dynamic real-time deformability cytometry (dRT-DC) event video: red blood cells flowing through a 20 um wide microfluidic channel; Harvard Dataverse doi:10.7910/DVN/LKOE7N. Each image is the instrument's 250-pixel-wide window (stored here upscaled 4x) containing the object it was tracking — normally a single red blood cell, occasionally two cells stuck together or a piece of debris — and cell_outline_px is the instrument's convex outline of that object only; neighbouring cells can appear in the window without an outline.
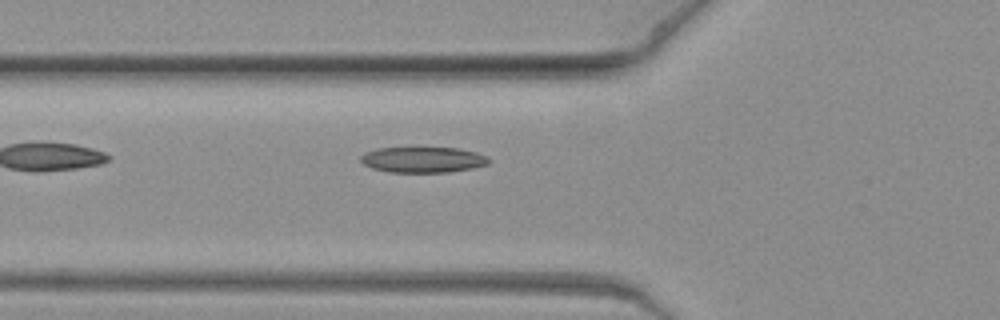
{"species": "common noctule bat (a hibernating species)", "species_latin": "Nyctalus noctula", "temperature_condition": "warm", "stored_images_in_passage": 10, "camera_frame_rate_fps": 3000, "um_per_image_px": 0.085, "animal": {"sex": "female", "body_mass_g": 19.3, "forearm_length_mm": 54.1}, "frame": {"image": 1, "passage_image": 10, "time_ms": 3.0, "image_size_px": [1000, 320], "cell_outline_px": [[488, 164], [472, 168], [448, 172], [388, 172], [372, 168], [364, 164], [360, 160], [360, 156], [364, 152], [376, 148], [460, 148], [476, 152], [488, 156]], "centroid_in_image_um": [35.93, 13.57], "position_along_channel_um": 89.9, "area_um2": 19.19}}